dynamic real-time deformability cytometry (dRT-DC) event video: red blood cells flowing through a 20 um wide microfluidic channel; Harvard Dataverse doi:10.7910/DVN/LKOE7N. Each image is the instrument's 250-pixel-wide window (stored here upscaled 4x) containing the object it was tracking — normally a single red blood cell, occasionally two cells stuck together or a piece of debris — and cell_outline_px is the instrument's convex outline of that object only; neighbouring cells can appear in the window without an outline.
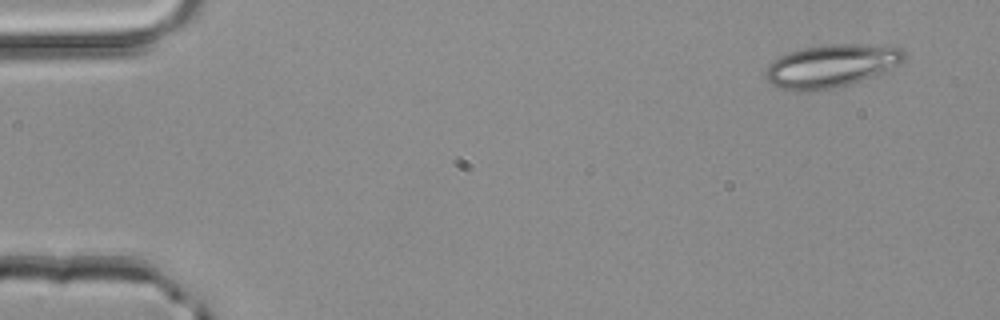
{"species": "common noctule bat (a hibernating species)", "species_latin": "Nyctalus noctula", "temperature_condition": "room temperature", "stored_images_in_passage": 4, "camera_frame_rate_fps": 3000, "um_per_image_px": 0.085, "animal": {"sex": "male", "body_mass_g": 20.4}, "frame": {"image": 1, "passage_image": 4, "time_ms": 1.0, "image_size_px": [1000, 320], "cell_outline_px": [[904, 60], [900, 64], [888, 72], [848, 84], [832, 88], [812, 92], [796, 92], [780, 88], [772, 84], [764, 76], [764, 72], [768, 64], [772, 60], [780, 56], [804, 48], [828, 44], [896, 44], [904, 48]], "centroid_in_image_um": [70.72, 5.59], "position_along_channel_um": 14.3, "area_um2": 35.43}}